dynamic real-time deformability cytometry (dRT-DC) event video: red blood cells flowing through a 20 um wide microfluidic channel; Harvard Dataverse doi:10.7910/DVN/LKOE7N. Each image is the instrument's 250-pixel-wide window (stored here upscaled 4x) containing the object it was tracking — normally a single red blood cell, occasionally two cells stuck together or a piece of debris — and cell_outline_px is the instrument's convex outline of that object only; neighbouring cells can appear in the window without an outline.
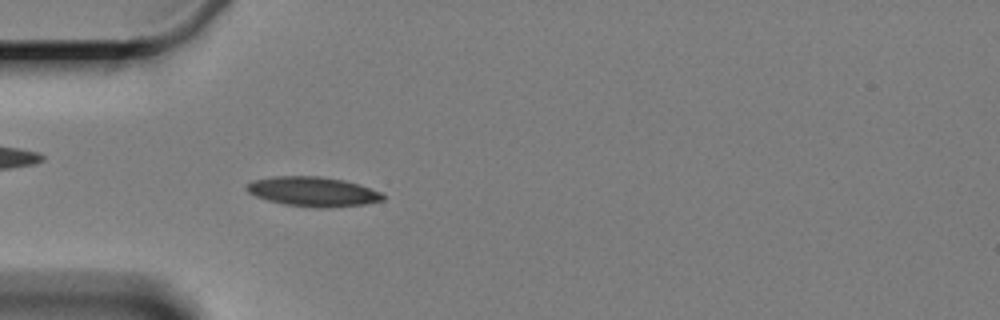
{"species": "Egyptian fruit bat (a non-hibernating species)", "species_latin": "Rousettus aegyptiacus", "temperature_condition": "cold", "stored_images_in_passage": 2, "camera_frame_rate_fps": 3000, "um_per_image_px": 0.085, "animal": {"sex": "female"}, "frame": {"image": 1, "passage_image": 2, "time_ms": 1.333, "image_size_px": [1000, 320], "cell_outline_px": [[384, 200], [364, 204], [328, 208], [316, 208], [284, 204], [268, 200], [256, 196], [248, 192], [244, 188], [244, 184], [252, 180], [276, 176], [320, 176], [344, 180], [380, 192], [384, 196]], "centroid_in_image_um": [26.54, 16.29], "position_along_channel_um": 58.5, "area_um2": 23.47}}